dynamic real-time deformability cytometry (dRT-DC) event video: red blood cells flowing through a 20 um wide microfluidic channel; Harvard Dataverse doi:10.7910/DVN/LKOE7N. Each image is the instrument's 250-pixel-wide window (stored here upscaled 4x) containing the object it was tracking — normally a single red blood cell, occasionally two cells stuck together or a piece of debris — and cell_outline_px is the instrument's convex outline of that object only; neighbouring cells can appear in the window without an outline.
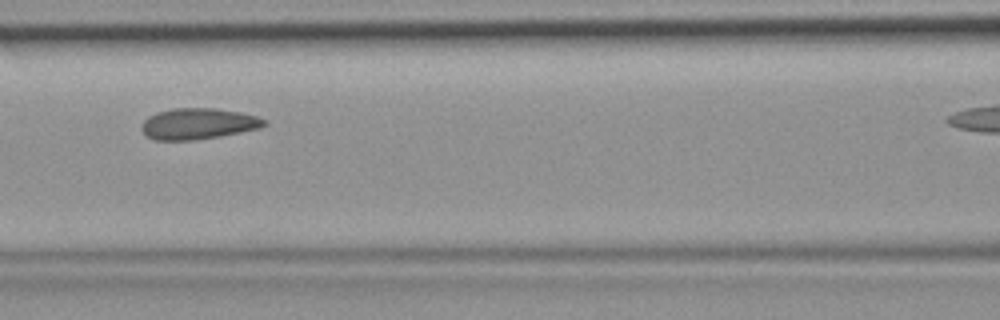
{"species": "common noctule bat (a hibernating species)", "species_latin": "Nyctalus noctula", "temperature_condition": "room temperature", "stored_images_in_passage": 9, "camera_frame_rate_fps": 3000, "um_per_image_px": 0.085, "animal": {"sex": "female", "body_mass_g": 19.9}, "frame": {"image": 1, "passage_image": 8, "time_ms": 2.333, "image_size_px": [1000, 320], "cell_outline_px": [[268, 124], [260, 128], [220, 136], [192, 140], [152, 140], [140, 128], [140, 124], [148, 116], [156, 112], [172, 108], [216, 108], [240, 112], [256, 116], [268, 120]], "centroid_in_image_um": [16.84, 10.51], "position_along_channel_um": 149.8, "area_um2": 22.37}}